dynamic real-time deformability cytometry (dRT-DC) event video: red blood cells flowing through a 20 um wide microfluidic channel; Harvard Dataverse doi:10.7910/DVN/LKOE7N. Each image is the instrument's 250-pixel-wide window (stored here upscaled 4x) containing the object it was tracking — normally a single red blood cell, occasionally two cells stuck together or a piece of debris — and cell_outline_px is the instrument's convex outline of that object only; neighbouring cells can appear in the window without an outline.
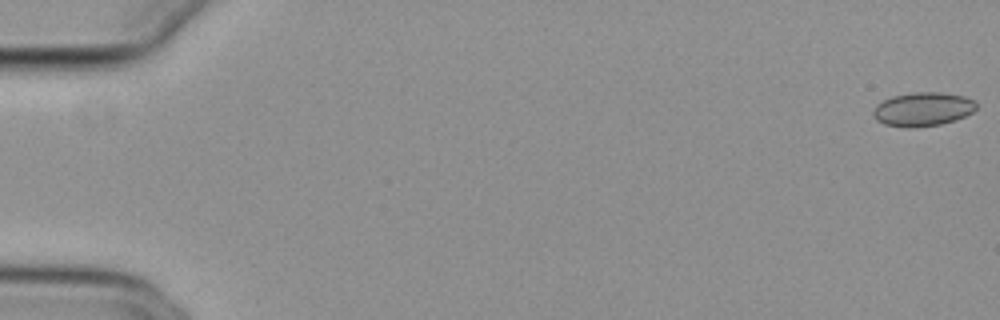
{"species": "common noctule bat (a hibernating species)", "species_latin": "Nyctalus noctula", "temperature_condition": "cold", "stored_images_in_passage": 9, "camera_frame_rate_fps": 3000, "um_per_image_px": 0.085, "animal": {"sex": "female", "body_mass_g": 29.2, "forearm_length_mm": 56.3}, "frame": {"image": 1, "passage_image": 1, "time_ms": 0.0, "image_size_px": [1000, 320], "cell_outline_px": [[976, 108], [972, 112], [956, 120], [940, 124], [912, 128], [908, 128], [884, 124], [876, 120], [872, 112], [876, 104], [892, 96], [912, 92], [940, 92], [964, 96], [976, 100]], "centroid_in_image_um": [78.43, 9.28], "position_along_channel_um": 6.6, "area_um2": 20.46}}